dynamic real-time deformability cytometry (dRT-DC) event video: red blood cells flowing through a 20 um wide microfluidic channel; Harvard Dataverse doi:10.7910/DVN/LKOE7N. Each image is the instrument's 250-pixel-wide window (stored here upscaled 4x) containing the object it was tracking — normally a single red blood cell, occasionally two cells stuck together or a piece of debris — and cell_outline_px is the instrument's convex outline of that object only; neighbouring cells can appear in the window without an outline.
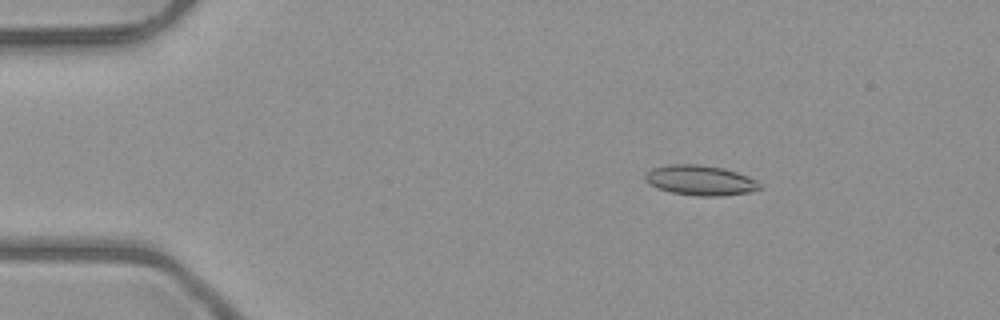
{"species": "common noctule bat (a hibernating species)", "species_latin": "Nyctalus noctula", "temperature_condition": "room temperature", "stored_images_in_passage": 12, "camera_frame_rate_fps": 3000, "um_per_image_px": 0.085, "animal": {"sex": "male", "body_mass_g": 23.1, "forearm_length_mm": 52.7}, "frame": {"image": 1, "passage_image": 4, "time_ms": 1.0, "image_size_px": [1000, 320], "cell_outline_px": [[764, 188], [748, 192], [724, 196], [696, 196], [672, 192], [656, 188], [648, 184], [644, 180], [644, 176], [652, 168], [668, 164], [700, 164], [724, 168], [748, 176], [756, 180]], "centroid_in_image_um": [59.52, 15.33], "position_along_channel_um": 25.5, "area_um2": 20.29}}